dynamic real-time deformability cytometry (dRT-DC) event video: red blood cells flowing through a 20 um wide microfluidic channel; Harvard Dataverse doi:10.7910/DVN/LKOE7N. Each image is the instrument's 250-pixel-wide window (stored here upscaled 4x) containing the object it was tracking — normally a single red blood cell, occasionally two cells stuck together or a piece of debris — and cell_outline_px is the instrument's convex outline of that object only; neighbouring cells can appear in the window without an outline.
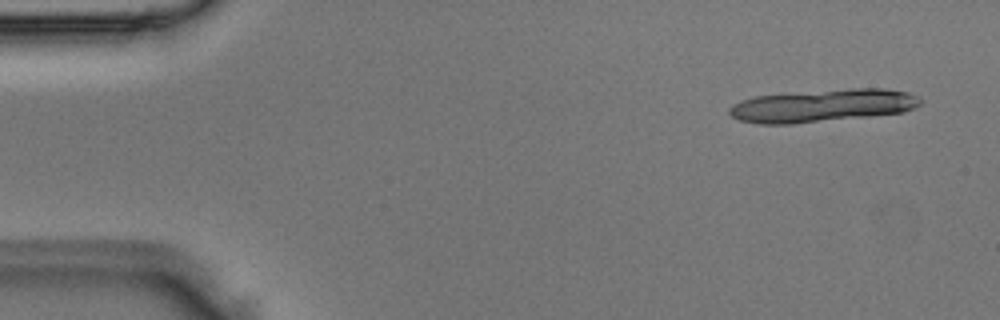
{"species": "Egyptian fruit bat (a non-hibernating species)", "species_latin": "Rousettus aegyptiacus", "temperature_condition": "room temperature", "stored_images_in_passage": 4, "camera_frame_rate_fps": 3000, "um_per_image_px": 0.085, "animal": {"sex": "male"}, "frame": {"image": 1, "passage_image": 1, "time_ms": 0.0, "image_size_px": [1000, 320], "cell_outline_px": [[924, 100], [916, 108], [904, 112], [868, 116], [792, 124], [760, 124], [740, 120], [732, 116], [728, 112], [728, 108], [732, 104], [740, 100], [756, 96], [852, 88], [884, 88], [908, 92]], "centroid_in_image_um": [69.94, 8.98], "position_along_channel_um": 15.1, "area_um2": 36.36}}